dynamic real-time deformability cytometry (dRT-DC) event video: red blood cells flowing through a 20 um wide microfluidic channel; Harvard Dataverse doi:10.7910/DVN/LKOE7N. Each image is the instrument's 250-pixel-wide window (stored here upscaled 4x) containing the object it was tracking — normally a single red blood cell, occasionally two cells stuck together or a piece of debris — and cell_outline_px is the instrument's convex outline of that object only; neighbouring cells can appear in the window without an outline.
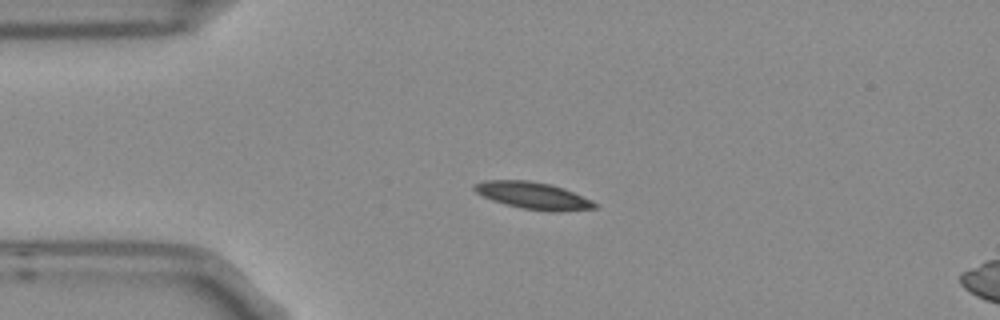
{"species": "Egyptian fruit bat (a non-hibernating species)", "species_latin": "Rousettus aegyptiacus", "temperature_condition": "room temperature", "stored_images_in_passage": 5, "segment_of_instrument_passage": [1, 2], "camera_frame_rate_fps": 3000, "um_per_image_px": 0.085, "frame": {"image": 1, "passage_image": 3, "time_ms": 0.667, "image_size_px": [1000, 320], "cell_outline_px": [[600, 204], [596, 208], [560, 212], [552, 212], [520, 208], [504, 204], [492, 200], [476, 192], [472, 188], [476, 184], [484, 180], [528, 180], [548, 184], [564, 188], [592, 200]], "centroid_in_image_um": [45.36, 16.64], "position_along_channel_um": 39.6, "area_um2": 19.02}}